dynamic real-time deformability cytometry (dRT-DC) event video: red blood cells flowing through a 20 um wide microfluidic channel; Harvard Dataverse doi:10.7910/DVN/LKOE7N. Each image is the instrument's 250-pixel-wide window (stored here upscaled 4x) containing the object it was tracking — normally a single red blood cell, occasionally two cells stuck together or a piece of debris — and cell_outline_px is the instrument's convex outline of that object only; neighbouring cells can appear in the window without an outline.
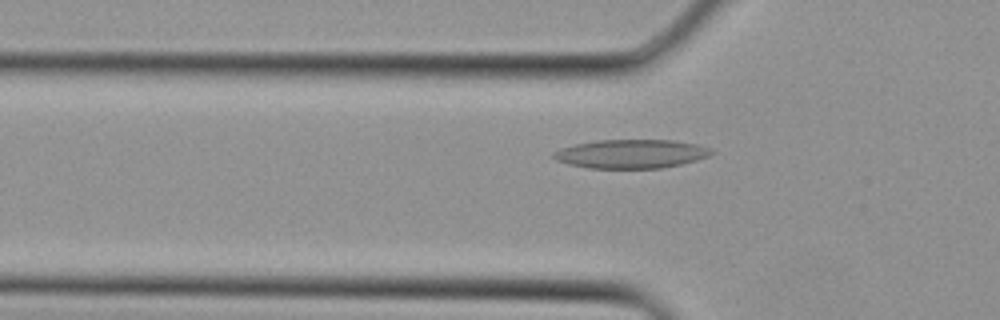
{"species": "Egyptian fruit bat (a non-hibernating species)", "species_latin": "Rousettus aegyptiacus", "temperature_condition": "cold", "stored_images_in_passage": 5, "camera_frame_rate_fps": 3000, "um_per_image_px": 0.085, "animal": {"sex": "female"}, "frame": {"image": 1, "passage_image": 3, "time_ms": 0.667, "image_size_px": [1000, 320], "cell_outline_px": [[716, 152], [708, 156], [696, 160], [680, 164], [660, 168], [588, 168], [568, 164], [556, 160], [552, 156], [552, 152], [560, 148], [576, 144], [596, 140], [672, 140], [696, 144], [712, 148]], "centroid_in_image_um": [53.64, 13.07], "position_along_channel_um": 72.2, "area_um2": 26.53}}